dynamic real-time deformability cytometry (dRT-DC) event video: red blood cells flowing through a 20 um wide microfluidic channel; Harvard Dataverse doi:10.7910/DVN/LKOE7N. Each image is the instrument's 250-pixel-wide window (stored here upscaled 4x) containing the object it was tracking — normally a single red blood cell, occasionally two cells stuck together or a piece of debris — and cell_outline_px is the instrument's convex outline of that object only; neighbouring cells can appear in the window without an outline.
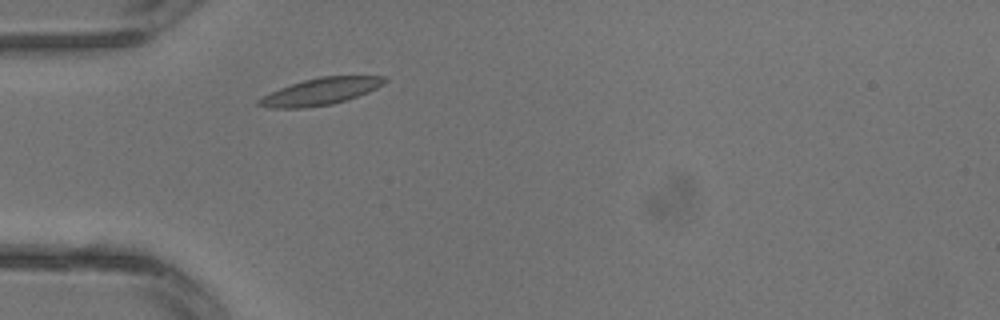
{"species": "common noctule bat (a hibernating species)", "species_latin": "Nyctalus noctula", "temperature_condition": "warm", "stored_images_in_passage": 1, "camera_frame_rate_fps": 3000, "um_per_image_px": 0.085, "animal": {"sex": "male", "body_mass_g": 13.3}, "frame": {"image": 1, "passage_image": 1, "time_ms": 0.0, "image_size_px": [1000, 320], "cell_outline_px": [[388, 80], [384, 84], [368, 92], [348, 100], [332, 104], [304, 108], [272, 108], [256, 104], [256, 100], [280, 88], [304, 80], [320, 76], [388, 76]], "centroid_in_image_um": [27.29, 7.77], "position_along_channel_um": 57.7, "area_um2": 19.65}}